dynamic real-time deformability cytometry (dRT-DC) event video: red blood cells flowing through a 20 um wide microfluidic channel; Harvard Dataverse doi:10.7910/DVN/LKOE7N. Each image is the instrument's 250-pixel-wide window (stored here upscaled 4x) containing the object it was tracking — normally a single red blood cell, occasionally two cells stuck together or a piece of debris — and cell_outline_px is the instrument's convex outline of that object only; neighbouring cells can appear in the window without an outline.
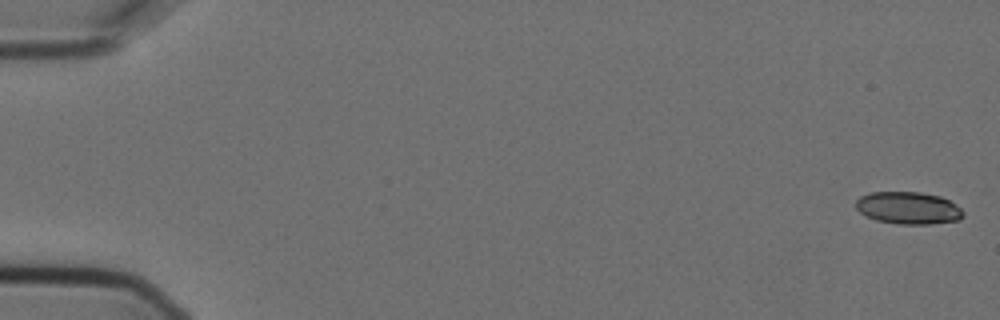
{"species": "Egyptian fruit bat (a non-hibernating species)", "species_latin": "Rousettus aegyptiacus", "temperature_condition": "cold", "stored_images_in_passage": 6, "camera_frame_rate_fps": 3000, "um_per_image_px": 0.085, "animal": {"sex": "female"}, "frame": {"image": 1, "passage_image": 1, "time_ms": 0.0, "image_size_px": [1000, 320], "cell_outline_px": [[964, 216], [960, 220], [932, 224], [900, 224], [876, 220], [860, 212], [856, 208], [856, 200], [860, 196], [868, 192], [920, 192], [940, 196], [948, 200], [960, 208], [964, 212]], "centroid_in_image_um": [77.21, 17.67], "position_along_channel_um": 7.8, "area_um2": 20.23}}
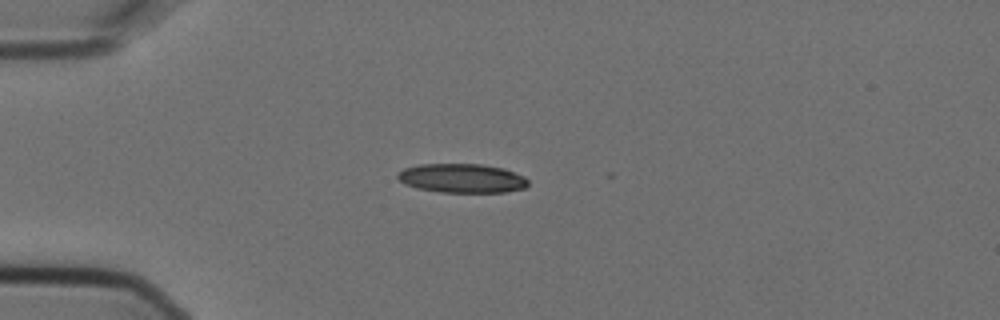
{"frame": {"image": 2, "passage_image": 4, "time_ms": 1.0, "image_size_px": [1000, 320], "cell_outline_px": [[528, 184], [524, 188], [508, 192], [440, 192], [416, 188], [404, 184], [396, 176], [396, 172], [404, 168], [420, 164], [480, 164], [504, 168], [524, 176], [528, 180]], "centroid_in_image_um": [39.25, 15.15], "position_along_channel_um": 45.8, "area_um2": 22.25}}